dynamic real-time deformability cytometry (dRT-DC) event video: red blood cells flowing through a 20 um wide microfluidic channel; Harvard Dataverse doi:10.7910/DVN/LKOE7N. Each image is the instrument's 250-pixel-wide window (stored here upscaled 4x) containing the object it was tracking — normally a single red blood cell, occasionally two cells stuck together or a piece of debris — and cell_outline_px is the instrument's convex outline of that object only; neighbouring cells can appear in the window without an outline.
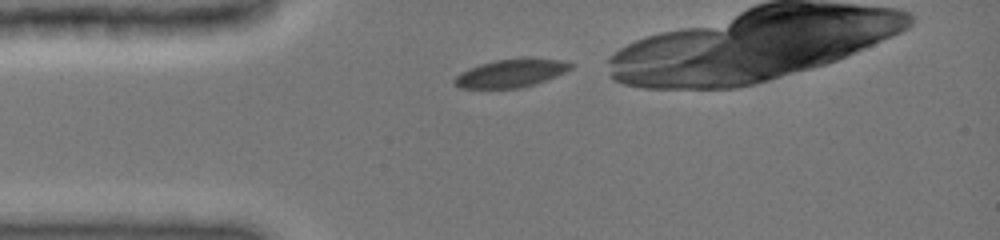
{"species": "common noctule bat (a hibernating species)", "species_latin": "Nyctalus noctula", "temperature_condition": "cold", "stored_images_in_passage": 29, "camera_frame_rate_fps": 3000, "um_per_image_px": 0.085, "animal": {"sex": "female", "body_mass_g": 19.0, "forearm_length_mm": 51.5}, "frame": {"image": 1, "passage_image": 1, "time_ms": 0.0, "image_size_px": [1000, 240], "cell_outline_px": [[576, 64], [572, 68], [556, 76], [536, 84], [520, 88], [460, 88], [452, 84], [452, 80], [460, 72], [468, 68], [480, 64], [496, 60], [528, 56], [532, 56], [564, 60]], "centroid_in_image_um": [43.47, 6.19], "position_along_channel_um": 41.5, "area_um2": 19.71}}
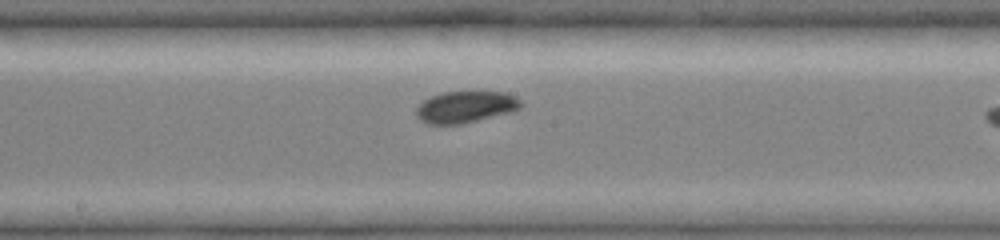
{"frame": {"image": 2, "passage_image": 15, "time_ms": 4.667, "image_size_px": [1000, 240], "cell_outline_px": [[524, 104], [520, 108], [512, 112], [460, 124], [428, 124], [420, 120], [416, 116], [416, 108], [424, 100], [440, 92], [508, 92], [516, 96]], "centroid_in_image_um": [39.6, 9.08], "position_along_channel_um": 208.6, "area_um2": 19.36}}
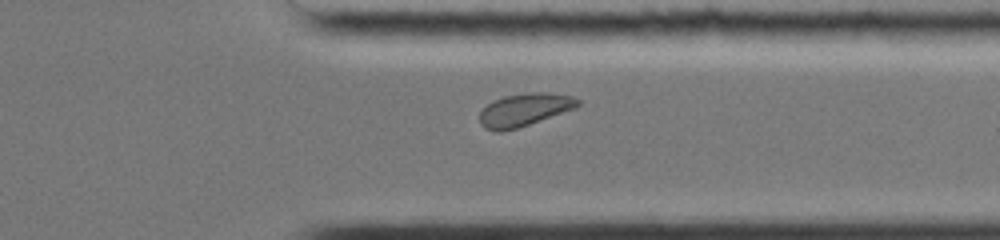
{"frame": {"image": 3, "passage_image": 27, "time_ms": 8.667, "image_size_px": [1000, 240], "cell_outline_px": [[580, 104], [576, 108], [516, 128], [500, 132], [496, 132], [484, 128], [480, 124], [480, 112], [492, 100], [504, 96], [532, 92], [544, 92], [572, 96], [580, 100]], "centroid_in_image_um": [44.56, 9.33], "position_along_channel_um": 366.8, "area_um2": 18.61}}